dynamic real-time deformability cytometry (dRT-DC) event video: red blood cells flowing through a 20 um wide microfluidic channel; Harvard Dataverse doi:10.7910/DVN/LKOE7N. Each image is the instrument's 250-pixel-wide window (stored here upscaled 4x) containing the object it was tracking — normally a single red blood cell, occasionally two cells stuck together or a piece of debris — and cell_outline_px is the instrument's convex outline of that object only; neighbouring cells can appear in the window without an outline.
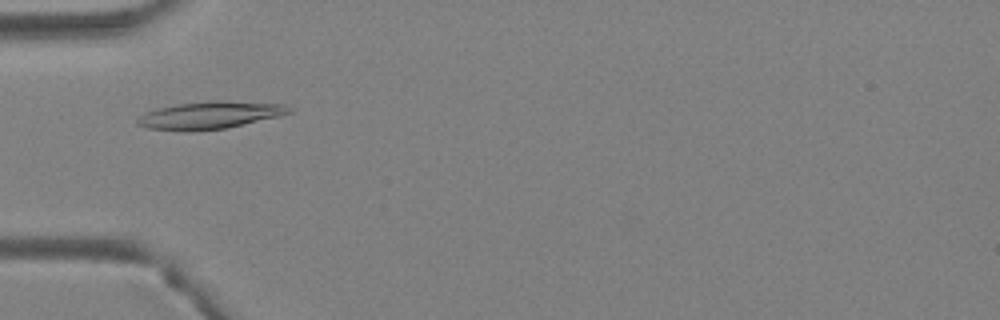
{"species": "Egyptian fruit bat (a non-hibernating species)", "species_latin": "Rousettus aegyptiacus", "temperature_condition": "warm", "stored_images_in_passage": 41, "camera_frame_rate_fps": 3000, "um_per_image_px": 0.085, "animal": {"sex": "female"}, "frame": {"image": 1, "passage_image": 14, "time_ms": 4.333, "image_size_px": [1000, 320], "cell_outline_px": [[292, 112], [280, 116], [228, 128], [148, 128], [136, 124], [136, 120], [144, 112], [156, 108], [176, 104], [212, 100], [224, 100], [284, 104], [292, 108]], "centroid_in_image_um": [17.93, 9.73], "position_along_channel_um": 67.1, "area_um2": 23.52}}
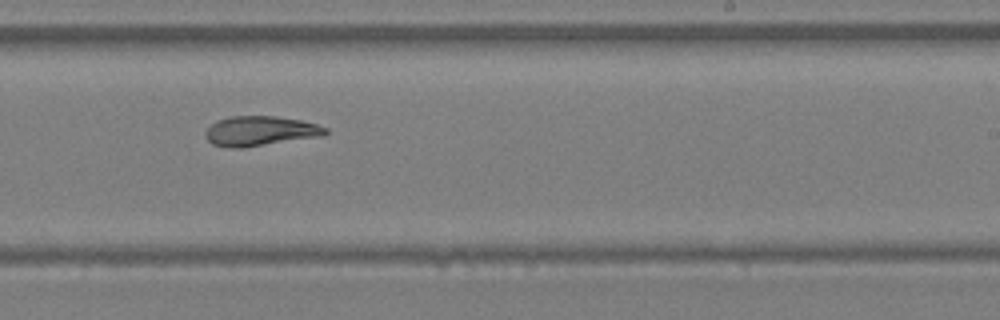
{"frame": {"image": 2, "passage_image": 26, "time_ms": 8.333, "image_size_px": [1000, 320], "cell_outline_px": [[328, 132], [320, 136], [240, 148], [228, 148], [212, 144], [204, 136], [204, 132], [216, 120], [232, 116], [276, 116], [300, 120], [316, 124], [328, 128]], "centroid_in_image_um": [22.07, 11.13], "position_along_channel_um": 266.9, "area_um2": 20.69}}
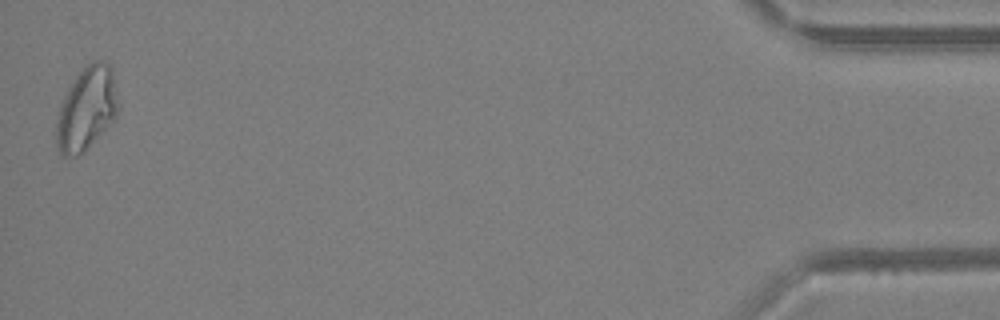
{"frame": {"image": 3, "passage_image": 41, "time_ms": 13.333, "image_size_px": [1000, 320], "cell_outline_px": [[116, 116], [84, 152], [76, 156], [60, 156], [56, 144], [56, 120], [60, 104], [72, 80], [92, 60], [104, 60], [112, 68], [116, 100]], "centroid_in_image_um": [7.3, 9.25], "position_along_channel_um": 427.9, "area_um2": 29.59}}